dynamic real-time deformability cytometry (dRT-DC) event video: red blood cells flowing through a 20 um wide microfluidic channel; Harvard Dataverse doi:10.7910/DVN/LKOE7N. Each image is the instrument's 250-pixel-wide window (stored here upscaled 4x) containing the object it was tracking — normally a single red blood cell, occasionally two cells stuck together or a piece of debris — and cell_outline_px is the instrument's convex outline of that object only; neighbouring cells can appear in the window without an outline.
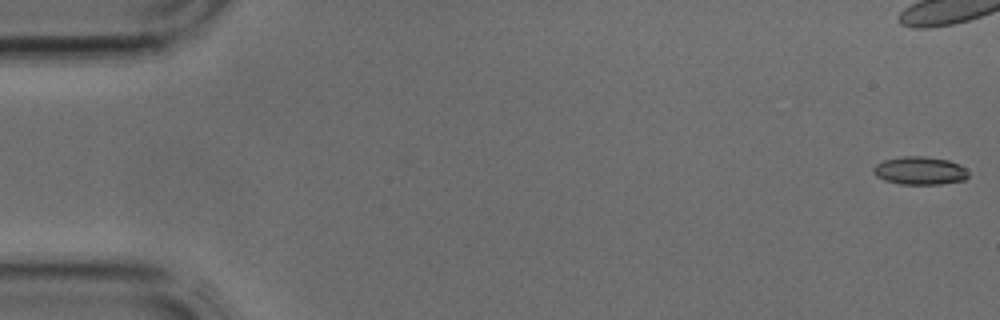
{"species": "common noctule bat (a hibernating species)", "species_latin": "Nyctalus noctula", "temperature_condition": "cold", "stored_images_in_passage": 5, "camera_frame_rate_fps": 3000, "um_per_image_px": 0.085, "animal": {"sex": "male", "body_mass_g": 17.9, "forearm_length_mm": 54.2}, "frame": {"image": 1, "passage_image": 1, "time_ms": 0.0, "image_size_px": [1000, 320], "cell_outline_px": [[968, 176], [964, 180], [940, 184], [900, 184], [884, 180], [876, 176], [872, 172], [872, 168], [876, 164], [884, 160], [904, 156], [924, 156], [948, 160], [964, 168], [968, 172]], "centroid_in_image_um": [78.14, 14.51], "position_along_channel_um": 6.9, "area_um2": 15.43}}